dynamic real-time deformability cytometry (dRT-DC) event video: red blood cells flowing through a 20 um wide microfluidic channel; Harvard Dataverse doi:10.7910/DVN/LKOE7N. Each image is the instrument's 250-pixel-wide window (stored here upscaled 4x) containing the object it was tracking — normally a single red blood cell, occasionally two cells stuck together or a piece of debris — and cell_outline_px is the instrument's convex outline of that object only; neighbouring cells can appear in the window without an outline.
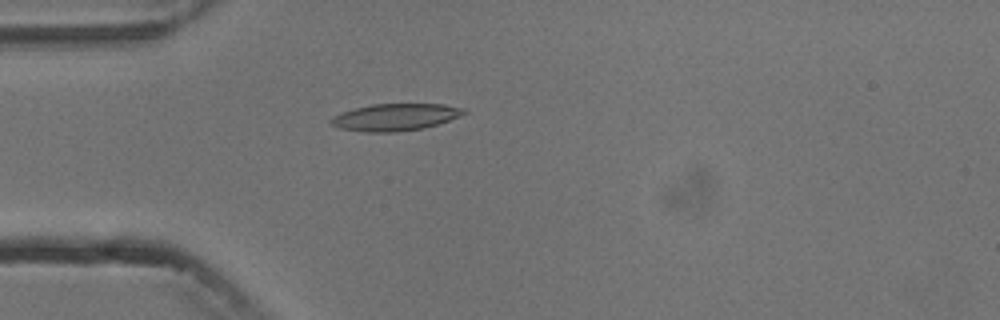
{"species": "common noctule bat (a hibernating species)", "species_latin": "Nyctalus noctula", "temperature_condition": "cold", "stored_images_in_passage": 1, "camera_frame_rate_fps": 3000, "um_per_image_px": 0.085, "animal": {"sex": "male", "body_mass_g": 13.3}, "frame": {"image": 1, "passage_image": 1, "time_ms": 0.0, "image_size_px": [1000, 320], "cell_outline_px": [[468, 112], [448, 120], [424, 128], [396, 132], [368, 132], [340, 128], [332, 124], [328, 120], [332, 116], [340, 112], [372, 104], [444, 104], [464, 108]], "centroid_in_image_um": [33.57, 9.95], "position_along_channel_um": 51.4, "area_um2": 20.81}}